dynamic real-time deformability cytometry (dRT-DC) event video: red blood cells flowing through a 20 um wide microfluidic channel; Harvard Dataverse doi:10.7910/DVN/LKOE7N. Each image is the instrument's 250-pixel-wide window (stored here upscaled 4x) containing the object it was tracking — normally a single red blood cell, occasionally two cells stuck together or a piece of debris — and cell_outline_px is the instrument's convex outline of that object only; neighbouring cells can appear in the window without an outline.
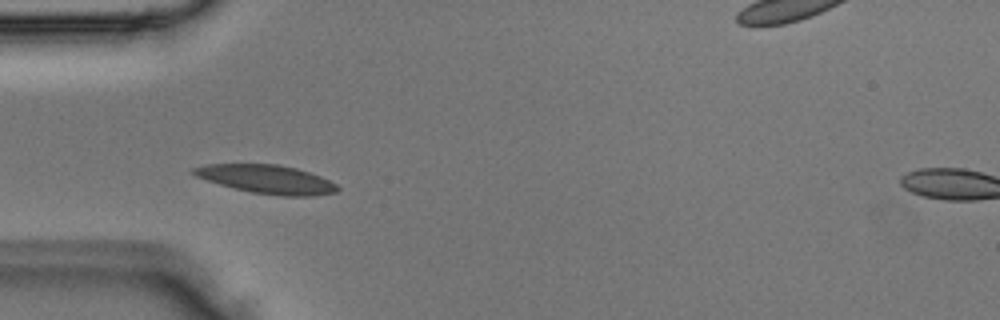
{"species": "Egyptian fruit bat (a non-hibernating species)", "species_latin": "Rousettus aegyptiacus", "temperature_condition": "room temperature", "stored_images_in_passage": 4, "camera_frame_rate_fps": 3000, "um_per_image_px": 0.085, "animal": {"sex": "male"}, "frame": {"image": 1, "passage_image": 4, "time_ms": 1.0, "image_size_px": [1000, 320], "cell_outline_px": [[340, 188], [336, 192], [316, 196], [280, 196], [252, 192], [220, 184], [196, 176], [192, 172], [192, 168], [204, 164], [276, 164], [296, 168], [320, 176], [336, 184]], "centroid_in_image_um": [22.69, 15.23], "position_along_channel_um": 62.3, "area_um2": 23.76}}